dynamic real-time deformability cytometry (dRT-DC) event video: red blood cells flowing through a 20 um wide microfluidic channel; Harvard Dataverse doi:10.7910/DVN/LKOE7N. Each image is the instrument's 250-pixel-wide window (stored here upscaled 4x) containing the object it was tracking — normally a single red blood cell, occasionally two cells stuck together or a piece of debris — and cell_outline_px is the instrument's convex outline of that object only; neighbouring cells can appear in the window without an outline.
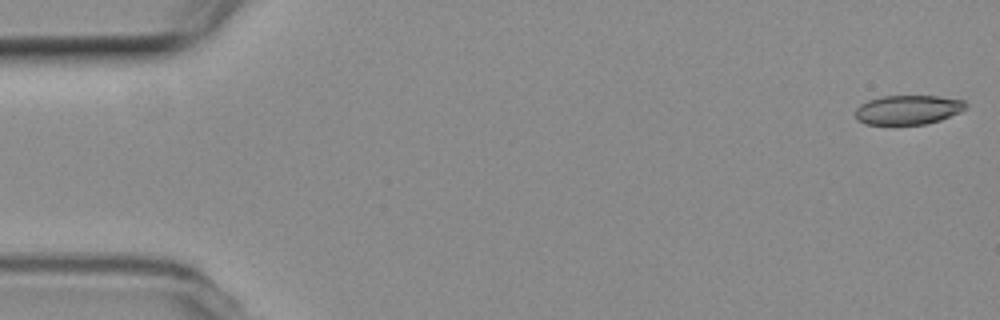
{"species": "common noctule bat (a hibernating species)", "species_latin": "Nyctalus noctula", "temperature_condition": "room temperature", "stored_images_in_passage": 16, "camera_frame_rate_fps": 3000, "um_per_image_px": 0.085, "animal": {"sex": "female", "body_mass_g": 19.3, "forearm_length_mm": 54.1}, "frame": {"image": 1, "passage_image": 1, "time_ms": 0.0, "image_size_px": [1000, 320], "cell_outline_px": [[968, 104], [960, 112], [940, 120], [924, 124], [864, 124], [856, 120], [856, 108], [860, 104], [868, 100], [884, 96], [936, 96], [964, 100]], "centroid_in_image_um": [77.16, 9.33], "position_along_channel_um": 7.8, "area_um2": 18.79}}
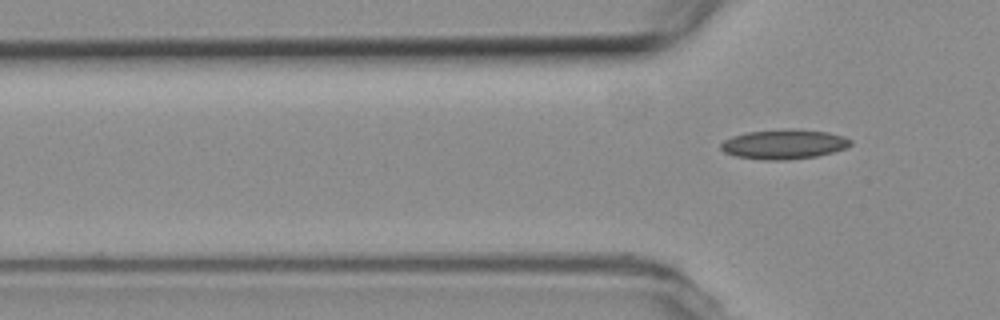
{"frame": {"image": 2, "passage_image": 16, "time_ms": 5.0, "image_size_px": [1000, 320], "cell_outline_px": [[852, 144], [844, 148], [832, 152], [816, 156], [784, 160], [764, 160], [736, 156], [724, 152], [720, 148], [720, 144], [724, 140], [732, 136], [748, 132], [788, 128], [792, 128], [828, 132], [844, 136], [852, 140]], "centroid_in_image_um": [66.63, 12.25], "position_along_channel_um": 59.2, "area_um2": 22.43}}